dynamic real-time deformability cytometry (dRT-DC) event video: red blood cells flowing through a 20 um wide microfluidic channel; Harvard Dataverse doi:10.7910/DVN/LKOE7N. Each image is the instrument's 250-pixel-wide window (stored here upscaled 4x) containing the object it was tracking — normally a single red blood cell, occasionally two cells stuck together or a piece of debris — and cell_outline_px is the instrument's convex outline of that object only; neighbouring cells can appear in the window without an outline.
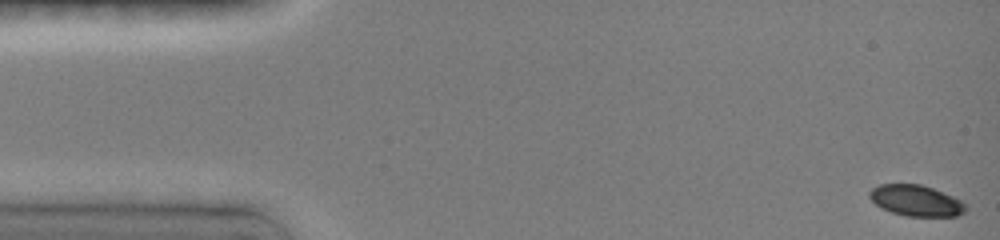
{"species": "common noctule bat (a hibernating species)", "species_latin": "Nyctalus noctula", "temperature_condition": "room temperature", "stored_images_in_passage": 10, "camera_frame_rate_fps": 3000, "um_per_image_px": 0.085, "animal": {"sex": "female", "body_mass_g": 19.0, "forearm_length_mm": 51.5}, "frame": {"image": 1, "passage_image": 1, "time_ms": 0.0, "image_size_px": [1000, 240], "cell_outline_px": [[968, 208], [964, 212], [956, 216], [904, 216], [880, 208], [868, 196], [868, 192], [872, 188], [880, 184], [920, 184], [932, 188], [952, 196], [968, 204]], "centroid_in_image_um": [77.86, 17.05], "position_along_channel_um": 7.1, "area_um2": 17.46}}
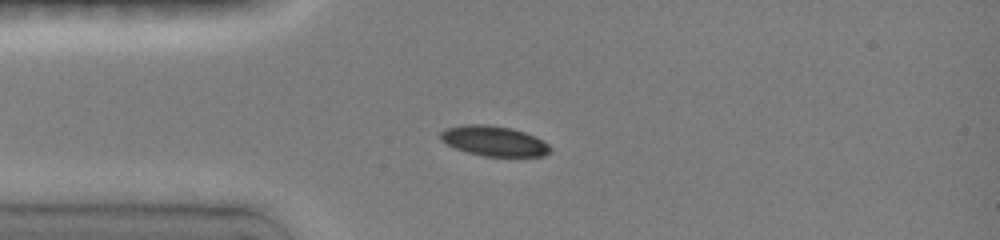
{"frame": {"image": 2, "passage_image": 7, "time_ms": 3.667, "image_size_px": [1000, 240], "cell_outline_px": [[552, 152], [544, 156], [484, 156], [468, 152], [456, 148], [440, 140], [440, 132], [444, 128], [464, 124], [484, 124], [512, 128], [536, 136], [544, 140], [552, 148]], "centroid_in_image_um": [42.02, 11.98], "position_along_channel_um": 43.0, "area_um2": 19.42}}